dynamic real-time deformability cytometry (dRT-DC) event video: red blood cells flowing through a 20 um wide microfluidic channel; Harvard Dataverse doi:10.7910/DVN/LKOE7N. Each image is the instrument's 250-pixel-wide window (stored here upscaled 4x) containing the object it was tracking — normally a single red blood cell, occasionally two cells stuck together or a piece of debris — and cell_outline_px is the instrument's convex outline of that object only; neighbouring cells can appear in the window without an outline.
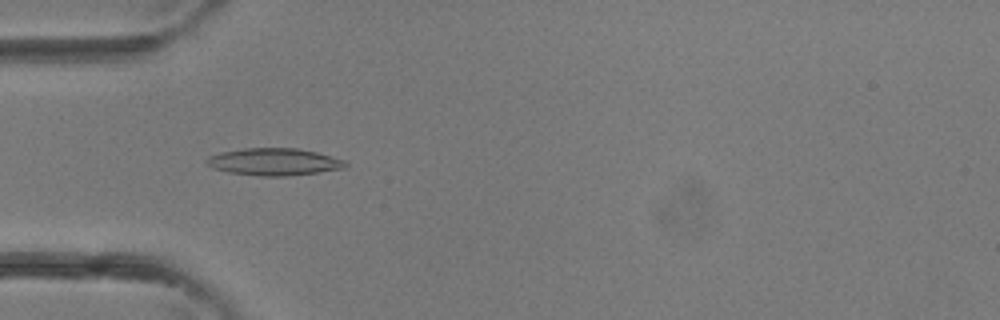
{"species": "common noctule bat (a hibernating species)", "species_latin": "Nyctalus noctula", "temperature_condition": "room temperature", "stored_images_in_passage": 4, "camera_frame_rate_fps": 3000, "um_per_image_px": 0.085, "animal": {"sex": "female"}, "frame": {"image": 1, "passage_image": 3, "time_ms": 0.667, "image_size_px": [1000, 320], "cell_outline_px": [[348, 168], [288, 176], [260, 176], [228, 172], [212, 168], [204, 160], [208, 156], [220, 152], [244, 148], [296, 148], [316, 152], [348, 160]], "centroid_in_image_um": [23.33, 13.75], "position_along_channel_um": 61.7, "area_um2": 22.25}}
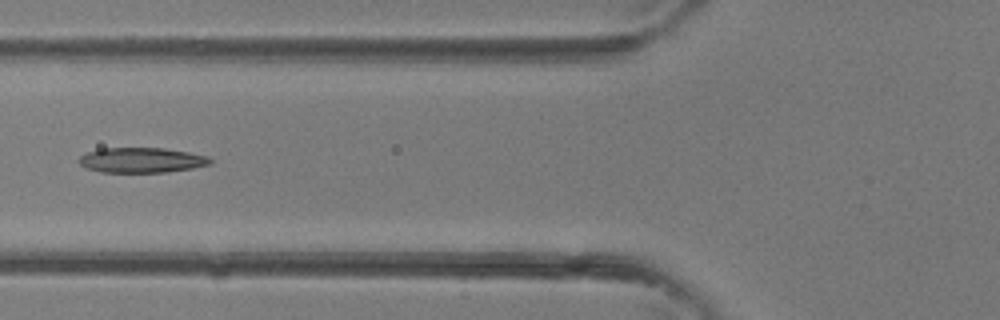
{"frame": {"image": 2, "passage_image": 4, "time_ms": 1.0, "image_size_px": [1000, 320], "cell_outline_px": [[212, 164], [192, 168], [164, 172], [100, 172], [84, 168], [76, 160], [80, 156], [88, 152], [100, 148], [164, 148], [188, 152], [208, 156], [212, 160]], "centroid_in_image_um": [12.0, 13.61], "position_along_channel_um": 113.8, "area_um2": 19.31}}